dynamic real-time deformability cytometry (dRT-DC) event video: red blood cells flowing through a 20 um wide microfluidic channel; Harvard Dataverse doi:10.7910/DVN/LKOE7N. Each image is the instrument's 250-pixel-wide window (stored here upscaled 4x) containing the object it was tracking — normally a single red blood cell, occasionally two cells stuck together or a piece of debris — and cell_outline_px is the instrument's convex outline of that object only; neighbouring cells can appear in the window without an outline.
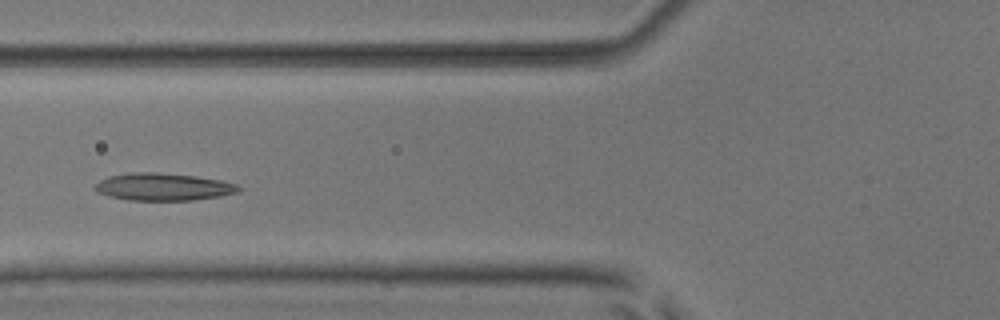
{"species": "common noctule bat (a hibernating species)", "species_latin": "Nyctalus noctula", "temperature_condition": "room temperature", "stored_images_in_passage": 6, "camera_frame_rate_fps": 3000, "um_per_image_px": 0.085, "animal": {"sex": "male", "body_mass_g": 17.9, "forearm_length_mm": 54.2}, "frame": {"image": 1, "passage_image": 5, "time_ms": 5.0, "image_size_px": [1000, 320], "cell_outline_px": [[240, 188], [236, 192], [220, 196], [192, 200], [128, 200], [96, 192], [96, 184], [100, 180], [108, 176], [128, 172], [156, 172], [196, 176], [220, 180], [236, 184]], "centroid_in_image_um": [13.85, 15.87], "position_along_channel_um": 111.9, "area_um2": 22.72}}
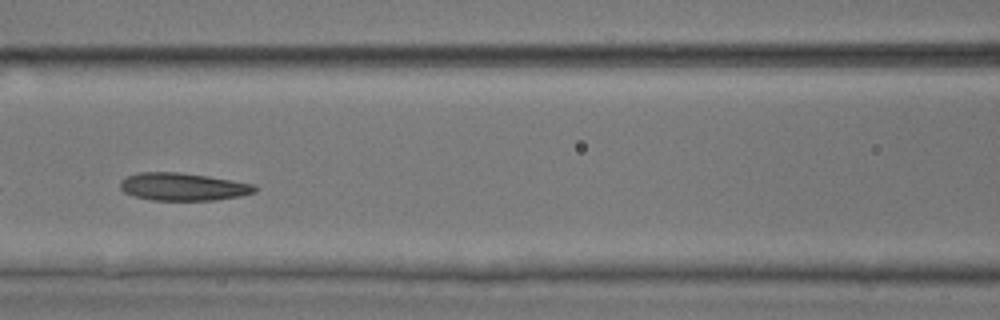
{"frame": {"image": 2, "passage_image": 6, "time_ms": 6.0, "image_size_px": [1000, 320], "cell_outline_px": [[260, 188], [256, 192], [240, 196], [216, 200], [152, 200], [136, 196], [124, 192], [120, 188], [120, 180], [128, 176], [140, 172], [180, 172], [208, 176], [256, 184]], "centroid_in_image_um": [15.61, 15.87], "position_along_channel_um": 151.0, "area_um2": 21.85}}